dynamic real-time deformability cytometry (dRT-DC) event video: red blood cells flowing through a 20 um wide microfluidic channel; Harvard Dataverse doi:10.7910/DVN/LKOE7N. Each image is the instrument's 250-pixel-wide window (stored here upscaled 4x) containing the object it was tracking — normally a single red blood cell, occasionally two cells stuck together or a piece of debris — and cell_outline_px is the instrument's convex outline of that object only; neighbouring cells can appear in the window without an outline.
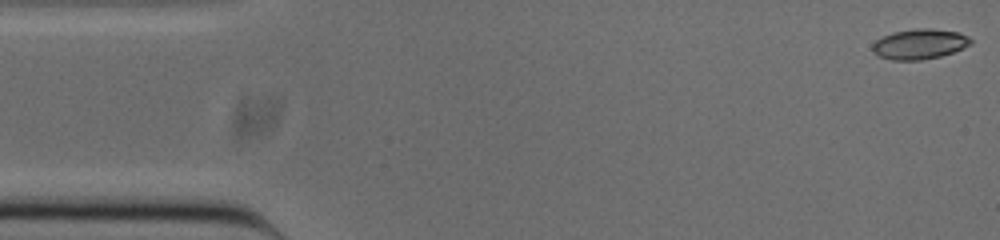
{"species": "common noctule bat (a hibernating species)", "species_latin": "Nyctalus noctula", "temperature_condition": "cold", "stored_images_in_passage": 46, "camera_frame_rate_fps": 3000, "um_per_image_px": 0.085, "animal": {"sex": "male", "body_mass_g": 20.0, "forearm_length_mm": 53.3}, "frame": {"image": 1, "passage_image": 1, "time_ms": 0.0, "image_size_px": [1000, 240], "cell_outline_px": [[972, 44], [952, 52], [940, 56], [920, 60], [892, 60], [880, 56], [872, 52], [872, 44], [876, 40], [892, 32], [916, 28], [932, 28], [960, 32], [968, 36], [972, 40]], "centroid_in_image_um": [78.17, 3.73], "position_along_channel_um": 6.8, "area_um2": 17.34}}
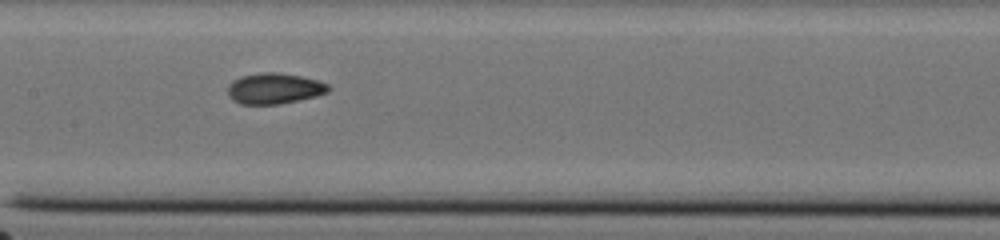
{"frame": {"image": 2, "passage_image": 24, "time_ms": 7.667, "image_size_px": [1000, 240], "cell_outline_px": [[332, 88], [328, 92], [316, 96], [276, 104], [240, 104], [232, 100], [228, 96], [228, 84], [232, 80], [240, 76], [260, 72], [276, 72], [300, 76], [320, 80], [328, 84]], "centroid_in_image_um": [23.3, 7.51], "position_along_channel_um": 184.1, "area_um2": 18.21}}
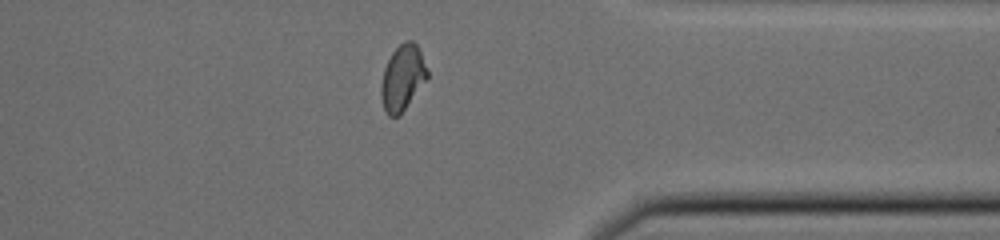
{"frame": {"image": 3, "passage_image": 40, "time_ms": 13.0, "image_size_px": [1000, 240], "cell_outline_px": [[428, 76], [400, 116], [388, 116], [384, 108], [380, 96], [380, 88], [384, 68], [392, 52], [404, 40], [412, 40], [416, 44], [428, 68]], "centroid_in_image_um": [34.2, 6.61], "position_along_channel_um": 377.2, "area_um2": 17.57}, "authors_computed_cell_mechanics": {"area_um2": 17.4556, "velocity_mm_per_s": 3.865, "shape_relaxation_time_tau1_ms": 7.5433, "shape_relaxation_time_tau2_ms": 1.8608, "deformation_change_tau1": 0.1453, "deformation_change_tau2": 0.0654}}